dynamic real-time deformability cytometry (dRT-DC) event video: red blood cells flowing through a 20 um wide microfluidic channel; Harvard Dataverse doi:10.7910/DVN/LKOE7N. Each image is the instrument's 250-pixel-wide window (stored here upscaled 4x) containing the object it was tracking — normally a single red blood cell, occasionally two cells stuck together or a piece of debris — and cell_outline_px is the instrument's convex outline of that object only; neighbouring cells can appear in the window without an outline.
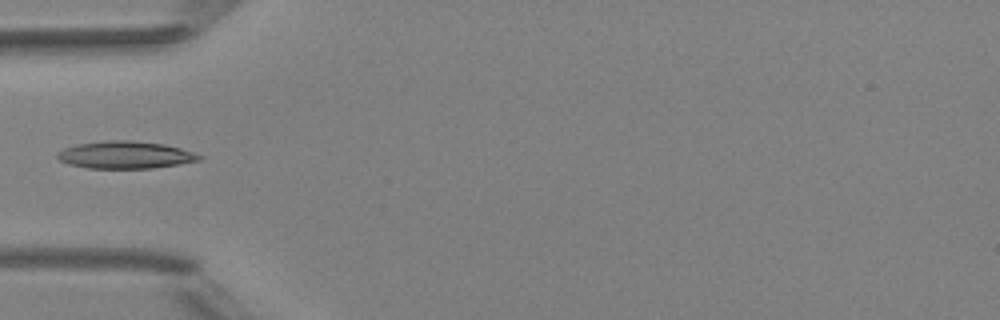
{"species": "Egyptian fruit bat (a non-hibernating species)", "species_latin": "Rousettus aegyptiacus", "temperature_condition": "room temperature", "stored_images_in_passage": 5, "camera_frame_rate_fps": 3000, "um_per_image_px": 0.085, "animal": {"sex": "female"}, "frame": {"image": 1, "passage_image": 5, "time_ms": 4.667, "image_size_px": [1000, 320], "cell_outline_px": [[204, 156], [200, 160], [180, 164], [152, 168], [88, 168], [68, 164], [60, 160], [56, 156], [56, 152], [64, 148], [76, 144], [108, 140], [128, 140], [164, 144], [180, 148]], "centroid_in_image_um": [10.63, 13.16], "position_along_channel_um": 74.4, "area_um2": 22.6}}